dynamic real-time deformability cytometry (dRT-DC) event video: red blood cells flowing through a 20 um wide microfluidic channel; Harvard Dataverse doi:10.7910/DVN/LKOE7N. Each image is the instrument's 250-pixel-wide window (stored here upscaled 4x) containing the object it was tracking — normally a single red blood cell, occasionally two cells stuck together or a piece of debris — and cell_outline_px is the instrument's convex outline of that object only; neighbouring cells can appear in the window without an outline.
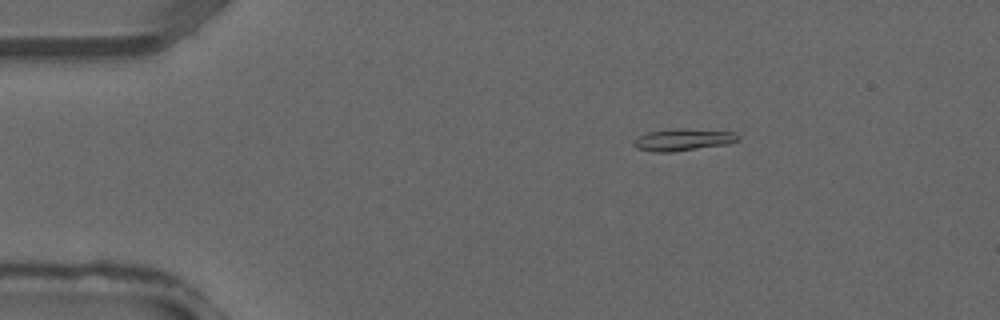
{"species": "common noctule bat (a hibernating species)", "species_latin": "Nyctalus noctula", "temperature_condition": "warm", "stored_images_in_passage": 33, "camera_frame_rate_fps": 3000, "um_per_image_px": 0.085, "animal": {"sex": "male", "forearm_length_mm": 52.5}, "frame": {"image": 1, "passage_image": 2, "time_ms": 0.333, "image_size_px": [1000, 320], "cell_outline_px": [[740, 140], [728, 144], [672, 152], [656, 152], [636, 148], [632, 144], [632, 140], [648, 132], [672, 128], [684, 128], [736, 132], [740, 136]], "centroid_in_image_um": [58.07, 11.87], "position_along_channel_um": 26.9, "area_um2": 13.58}}
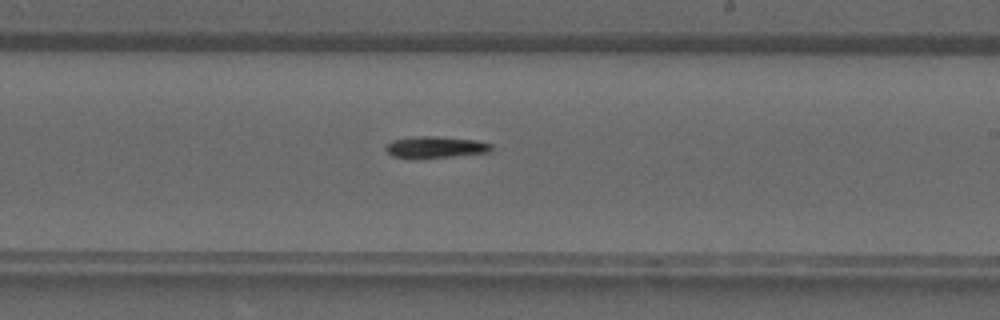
{"frame": {"image": 2, "passage_image": 18, "time_ms": 5.667, "image_size_px": [1000, 320], "cell_outline_px": [[492, 152], [412, 160], [392, 156], [384, 148], [392, 140], [416, 136], [432, 136], [476, 140], [492, 144]], "centroid_in_image_um": [36.98, 12.53], "position_along_channel_um": 252.0, "area_um2": 13.53}}
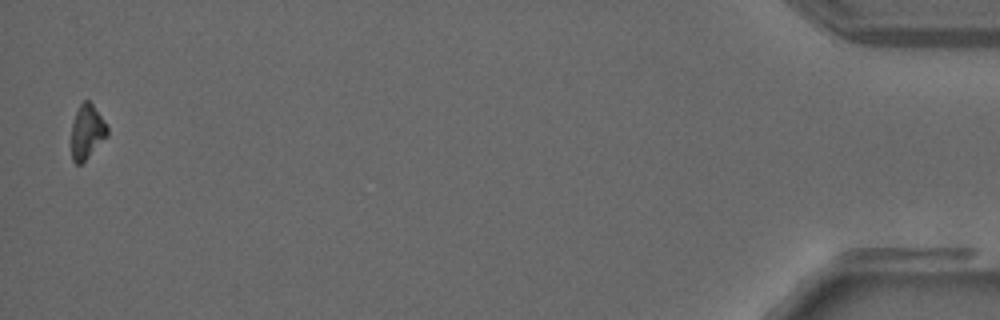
{"frame": {"image": 3, "passage_image": 33, "time_ms": 10.667, "image_size_px": [1000, 320], "cell_outline_px": [[108, 136], [80, 164], [76, 164], [72, 160], [72, 124], [76, 112], [80, 104], [84, 100], [88, 100], [92, 104], [108, 124]], "centroid_in_image_um": [7.42, 11.18], "position_along_channel_um": 427.8, "area_um2": 11.27}}